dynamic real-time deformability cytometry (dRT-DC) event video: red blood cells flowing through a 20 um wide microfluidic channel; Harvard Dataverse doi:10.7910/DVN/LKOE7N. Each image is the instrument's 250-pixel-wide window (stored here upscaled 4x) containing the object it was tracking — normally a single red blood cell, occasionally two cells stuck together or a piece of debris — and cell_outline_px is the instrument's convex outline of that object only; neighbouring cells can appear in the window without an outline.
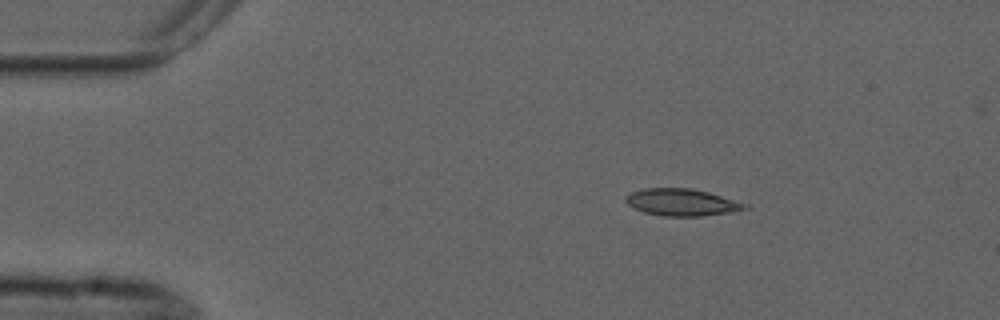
{"species": "common noctule bat (a hibernating species)", "species_latin": "Nyctalus noctula", "temperature_condition": "cold", "stored_images_in_passage": 5, "camera_frame_rate_fps": 3000, "um_per_image_px": 0.085, "animal": {"sex": "male", "forearm_length_mm": 52.5}, "frame": {"image": 1, "passage_image": 3, "time_ms": 2.333, "image_size_px": [1000, 320], "cell_outline_px": [[752, 208], [704, 216], [664, 216], [644, 212], [628, 204], [624, 200], [624, 196], [632, 192], [644, 188], [688, 188], [708, 192], [748, 204]], "centroid_in_image_um": [57.96, 17.19], "position_along_channel_um": 27.0, "area_um2": 18.67}}
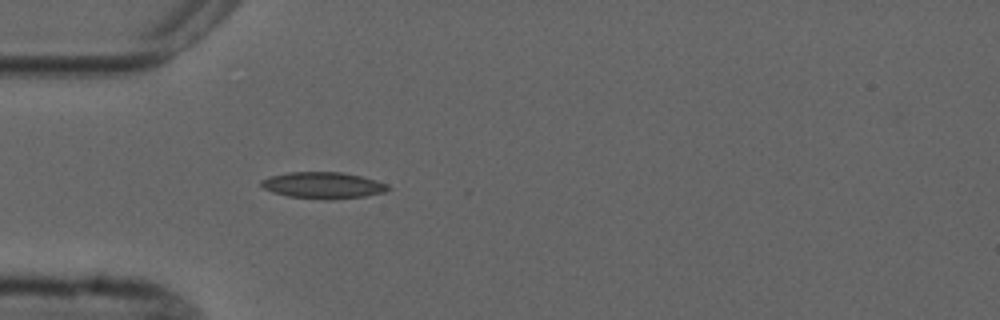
{"frame": {"image": 2, "passage_image": 5, "time_ms": 4.667, "image_size_px": [1000, 320], "cell_outline_px": [[392, 188], [384, 192], [364, 196], [332, 200], [324, 200], [288, 196], [272, 192], [264, 188], [260, 184], [260, 180], [268, 176], [288, 172], [340, 172], [360, 176], [376, 180], [388, 184]], "centroid_in_image_um": [27.44, 15.75], "position_along_channel_um": 57.6, "area_um2": 19.71}}